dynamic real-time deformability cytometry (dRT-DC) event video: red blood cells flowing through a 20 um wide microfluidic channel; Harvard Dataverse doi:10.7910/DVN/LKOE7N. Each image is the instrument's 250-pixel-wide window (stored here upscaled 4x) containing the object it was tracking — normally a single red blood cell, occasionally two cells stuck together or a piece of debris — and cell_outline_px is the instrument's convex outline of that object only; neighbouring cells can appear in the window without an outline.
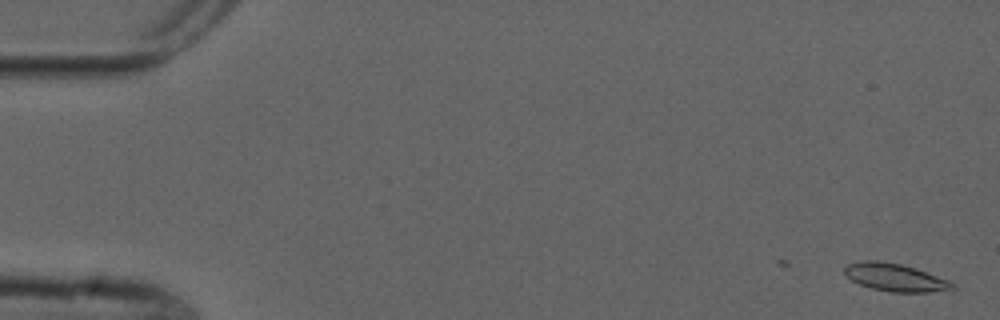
{"species": "common noctule bat (a hibernating species)", "species_latin": "Nyctalus noctula", "temperature_condition": "cold", "stored_images_in_passage": 43, "camera_frame_rate_fps": 3000, "um_per_image_px": 0.085, "animal": {"sex": "male", "forearm_length_mm": 52.5}, "frame": {"image": 1, "passage_image": 1, "time_ms": 0.0, "image_size_px": [1000, 320], "cell_outline_px": [[956, 288], [952, 292], [892, 292], [872, 288], [860, 284], [852, 280], [844, 272], [844, 268], [848, 264], [864, 260], [876, 260], [900, 264], [916, 268], [948, 280], [956, 284]], "centroid_in_image_um": [76.18, 23.6], "position_along_channel_um": 8.8, "area_um2": 17.57}}
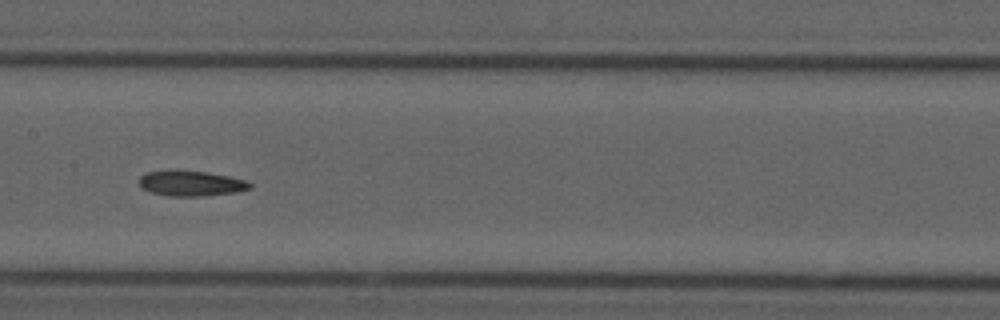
{"frame": {"image": 2, "passage_image": 27, "time_ms": 8.667, "image_size_px": [1000, 320], "cell_outline_px": [[252, 188], [236, 192], [200, 196], [168, 196], [152, 192], [140, 188], [140, 176], [148, 172], [208, 172], [248, 180], [252, 184]], "centroid_in_image_um": [16.3, 15.61], "position_along_channel_um": 191.1, "area_um2": 15.9}}
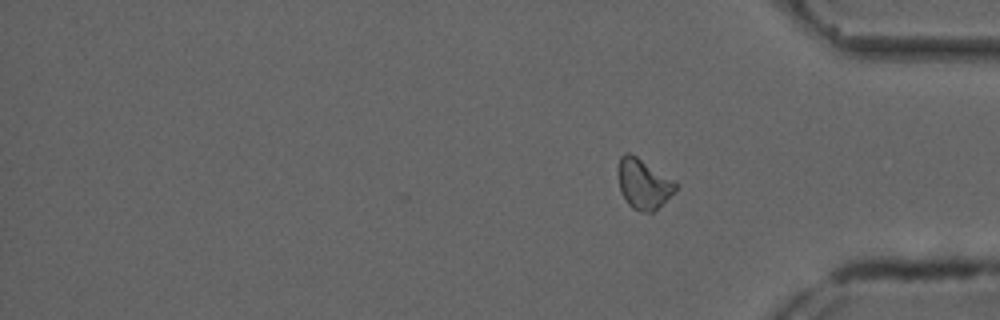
{"frame": {"image": 3, "passage_image": 43, "time_ms": 14.0, "image_size_px": [1000, 320], "cell_outline_px": [[680, 184], [652, 212], [648, 212], [632, 208], [628, 204], [620, 192], [620, 156], [624, 152], [628, 152], [636, 156]], "centroid_in_image_um": [54.69, 15.61], "position_along_channel_um": 380.5, "area_um2": 16.07}}